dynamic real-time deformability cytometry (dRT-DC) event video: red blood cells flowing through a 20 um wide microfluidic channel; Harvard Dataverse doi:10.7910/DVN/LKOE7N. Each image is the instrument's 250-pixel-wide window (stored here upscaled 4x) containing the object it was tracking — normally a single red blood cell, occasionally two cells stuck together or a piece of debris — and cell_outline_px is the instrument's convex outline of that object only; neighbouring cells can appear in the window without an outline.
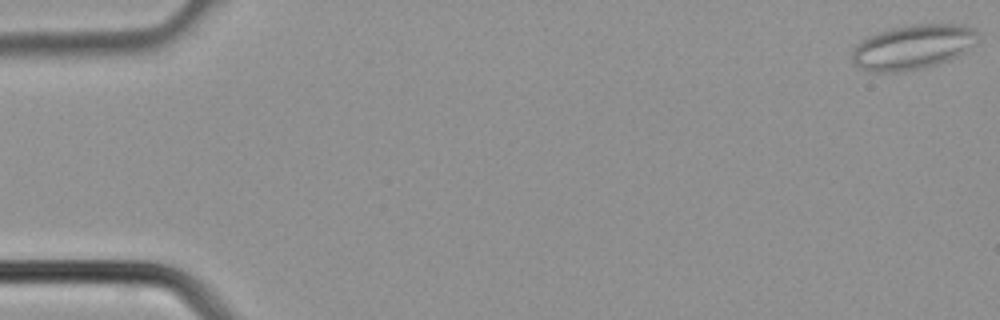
{"species": "common noctule bat (a hibernating species)", "species_latin": "Nyctalus noctula", "temperature_condition": "cold", "stored_images_in_passage": 8, "camera_frame_rate_fps": 3000, "um_per_image_px": 0.085, "animal": {"sex": "male", "body_mass_g": 21.5, "forearm_length_mm": 52.0}, "frame": {"image": 1, "passage_image": 1, "time_ms": 0.0, "image_size_px": [1000, 320], "cell_outline_px": [[980, 32], [964, 52], [948, 60], [924, 68], [896, 72], [868, 72], [852, 64], [852, 52], [856, 44], [860, 40], [868, 36], [888, 28], [908, 24], [964, 24], [976, 28]], "centroid_in_image_um": [77.53, 3.98], "position_along_channel_um": 7.5, "area_um2": 33.0}}